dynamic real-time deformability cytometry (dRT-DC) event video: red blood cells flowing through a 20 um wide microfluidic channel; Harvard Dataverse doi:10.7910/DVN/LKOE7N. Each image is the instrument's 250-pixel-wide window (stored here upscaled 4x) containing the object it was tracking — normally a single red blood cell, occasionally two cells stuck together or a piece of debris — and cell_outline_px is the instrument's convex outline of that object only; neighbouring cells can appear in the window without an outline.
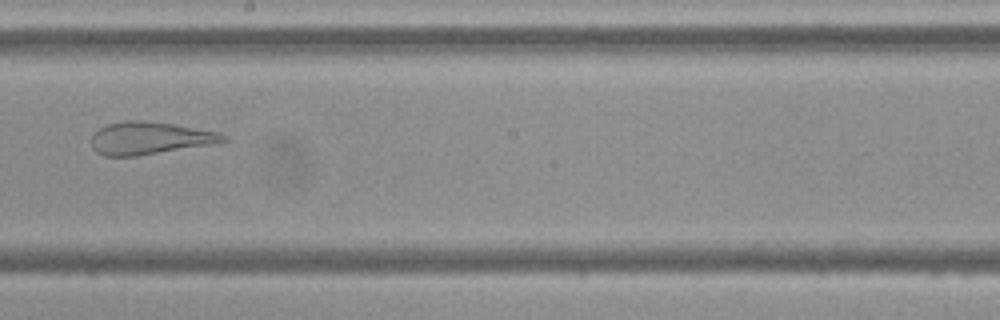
{"species": "Egyptian fruit bat (a non-hibernating species)", "species_latin": "Rousettus aegyptiacus", "temperature_condition": "cold", "stored_images_in_passage": 8, "camera_frame_rate_fps": 3000, "um_per_image_px": 0.085, "frame": {"image": 1, "passage_image": 8, "time_ms": 8.333, "image_size_px": [1000, 320], "cell_outline_px": [[228, 140], [212, 144], [136, 156], [104, 156], [96, 152], [92, 148], [92, 132], [108, 124], [124, 120], [144, 120], [172, 124], [216, 132], [224, 136]], "centroid_in_image_um": [12.64, 11.74], "position_along_channel_um": 235.6, "area_um2": 24.74}}